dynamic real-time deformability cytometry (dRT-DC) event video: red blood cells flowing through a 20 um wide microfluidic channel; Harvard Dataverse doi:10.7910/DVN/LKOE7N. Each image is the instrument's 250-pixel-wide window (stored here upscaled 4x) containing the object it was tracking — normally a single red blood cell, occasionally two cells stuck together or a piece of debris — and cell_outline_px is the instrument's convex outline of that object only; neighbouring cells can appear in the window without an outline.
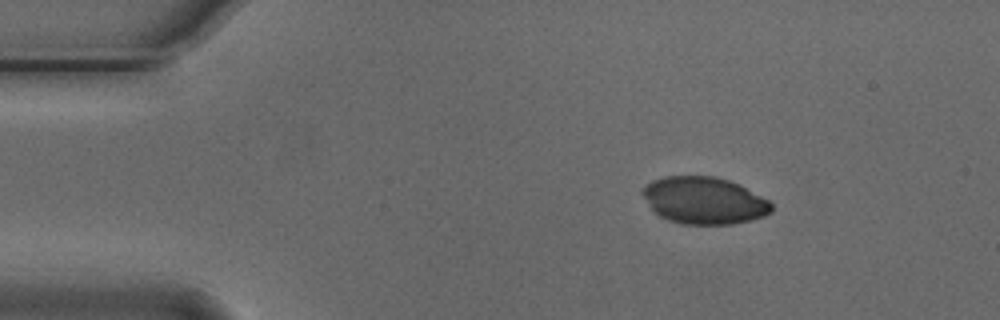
{"species": "Egyptian fruit bat (a non-hibernating species)", "species_latin": "Rousettus aegyptiacus", "temperature_condition": "cold", "stored_images_in_passage": 4, "camera_frame_rate_fps": 3000, "um_per_image_px": 0.085, "animal": {"sex": "male"}, "frame": {"image": 1, "passage_image": 2, "time_ms": 0.333, "image_size_px": [1000, 320], "cell_outline_px": [[772, 212], [764, 216], [752, 220], [732, 224], [680, 224], [668, 220], [660, 216], [652, 208], [640, 192], [644, 184], [652, 180], [664, 176], [716, 176], [740, 184], [768, 200], [772, 204]], "centroid_in_image_um": [59.84, 17.03], "position_along_channel_um": 25.2, "area_um2": 35.55}}